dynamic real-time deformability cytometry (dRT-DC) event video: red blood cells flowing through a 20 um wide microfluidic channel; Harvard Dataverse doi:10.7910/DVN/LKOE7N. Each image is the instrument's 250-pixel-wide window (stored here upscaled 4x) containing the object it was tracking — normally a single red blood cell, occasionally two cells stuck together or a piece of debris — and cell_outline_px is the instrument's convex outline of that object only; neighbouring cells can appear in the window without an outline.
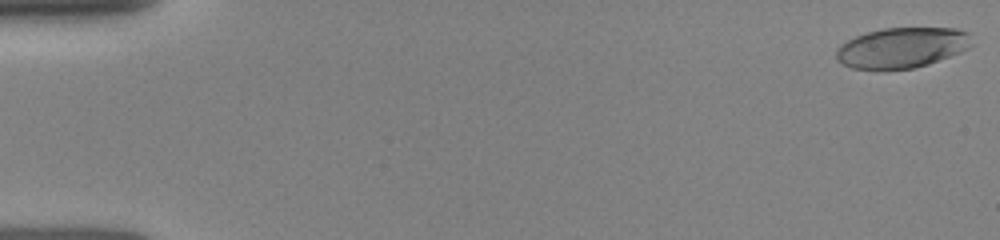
{"species": "human", "species_latin": "Homo sapiens", "temperature_condition": "room temperature", "stored_images_in_passage": 47, "camera_frame_rate_fps": 3000, "um_per_image_px": 0.085, "donor": {"sex": "female"}, "frame": {"image": 1, "passage_image": 1, "time_ms": 0.0, "image_size_px": [1000, 240], "cell_outline_px": [[972, 44], [968, 48], [960, 52], [928, 64], [912, 68], [852, 68], [836, 60], [836, 48], [840, 44], [856, 36], [868, 32], [884, 28], [956, 28], [968, 32]], "centroid_in_image_um": [76.66, 4.03], "position_along_channel_um": 8.3, "area_um2": 31.5}}
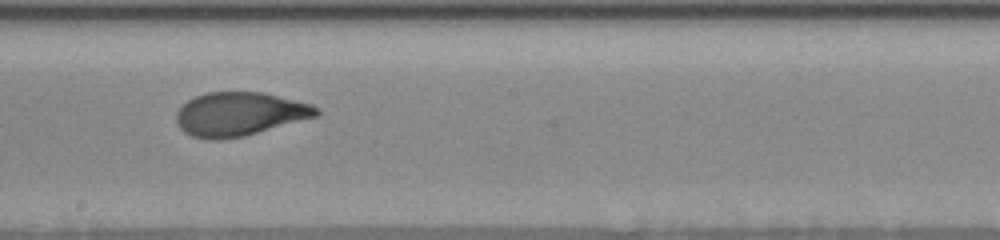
{"frame": {"image": 2, "passage_image": 27, "time_ms": 9.0, "image_size_px": [1000, 240], "cell_outline_px": [[320, 116], [244, 136], [220, 140], [208, 140], [192, 136], [184, 132], [180, 128], [176, 120], [176, 112], [188, 100], [196, 96], [208, 92], [264, 92], [312, 104], [320, 108]], "centroid_in_image_um": [20.4, 9.7], "position_along_channel_um": 227.8, "area_um2": 35.95}}
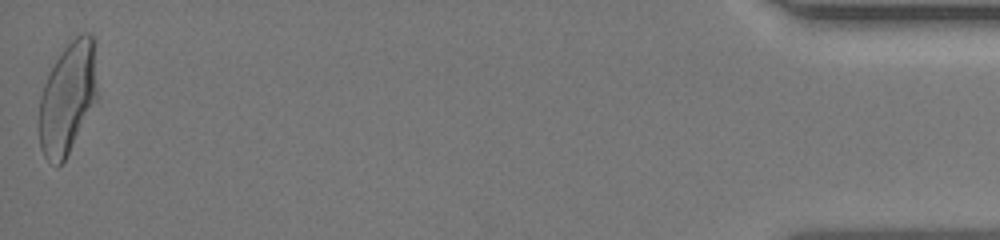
{"frame": {"image": 3, "passage_image": 47, "time_ms": 16.0, "image_size_px": [1000, 240], "cell_outline_px": [[96, 100], [64, 160], [56, 168], [44, 156], [40, 148], [40, 96], [44, 84], [60, 52], [80, 32], [92, 32], [96, 88]], "centroid_in_image_um": [5.73, 8.33], "position_along_channel_um": 429.5, "area_um2": 36.93}}